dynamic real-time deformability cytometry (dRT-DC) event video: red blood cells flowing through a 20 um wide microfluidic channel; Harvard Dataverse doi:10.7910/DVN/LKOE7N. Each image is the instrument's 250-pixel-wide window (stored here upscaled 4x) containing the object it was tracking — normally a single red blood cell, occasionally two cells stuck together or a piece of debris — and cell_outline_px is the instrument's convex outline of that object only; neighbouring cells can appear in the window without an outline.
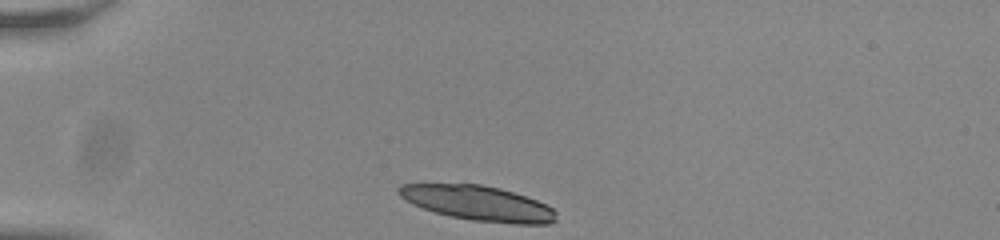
{"species": "common noctule bat (a hibernating species)", "species_latin": "Nyctalus noctula", "temperature_condition": "room temperature", "stored_images_in_passage": 34, "camera_frame_rate_fps": 3000, "um_per_image_px": 0.085, "animal": {"sex": "male", "body_mass_g": 20.0, "forearm_length_mm": 53.3}, "frame": {"image": 1, "passage_image": 1, "time_ms": 0.0, "image_size_px": [1000, 240], "cell_outline_px": [[556, 220], [548, 224], [512, 224], [472, 220], [452, 216], [436, 212], [412, 204], [404, 200], [396, 192], [396, 188], [400, 184], [480, 184], [500, 188], [536, 200], [552, 208], [556, 212]], "centroid_in_image_um": [40.61, 17.27], "position_along_channel_um": 44.4, "area_um2": 31.85}}